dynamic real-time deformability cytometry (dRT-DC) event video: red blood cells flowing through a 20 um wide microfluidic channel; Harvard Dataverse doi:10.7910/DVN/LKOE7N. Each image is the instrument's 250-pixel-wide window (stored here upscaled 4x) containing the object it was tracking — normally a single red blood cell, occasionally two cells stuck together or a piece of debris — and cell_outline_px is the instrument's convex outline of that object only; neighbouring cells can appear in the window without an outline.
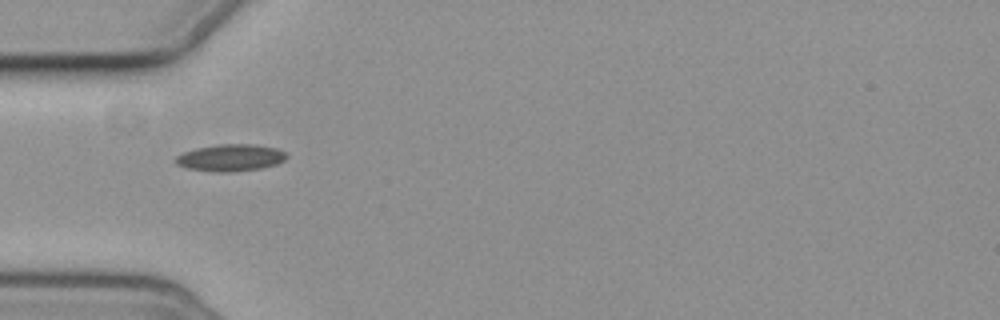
{"species": "common noctule bat (a hibernating species)", "species_latin": "Nyctalus noctula", "temperature_condition": "cold", "stored_images_in_passage": 5, "camera_frame_rate_fps": 3000, "um_per_image_px": 0.085, "animal": {"sex": "female", "body_mass_g": 19.3, "forearm_length_mm": 54.1}, "frame": {"image": 1, "passage_image": 5, "time_ms": 4.667, "image_size_px": [1000, 320], "cell_outline_px": [[288, 156], [284, 160], [276, 164], [260, 168], [228, 172], [216, 172], [184, 168], [176, 164], [172, 160], [176, 156], [184, 152], [196, 148], [216, 144], [256, 144], [276, 148], [284, 152]], "centroid_in_image_um": [19.54, 13.4], "position_along_channel_um": 65.5, "area_um2": 17.51}}